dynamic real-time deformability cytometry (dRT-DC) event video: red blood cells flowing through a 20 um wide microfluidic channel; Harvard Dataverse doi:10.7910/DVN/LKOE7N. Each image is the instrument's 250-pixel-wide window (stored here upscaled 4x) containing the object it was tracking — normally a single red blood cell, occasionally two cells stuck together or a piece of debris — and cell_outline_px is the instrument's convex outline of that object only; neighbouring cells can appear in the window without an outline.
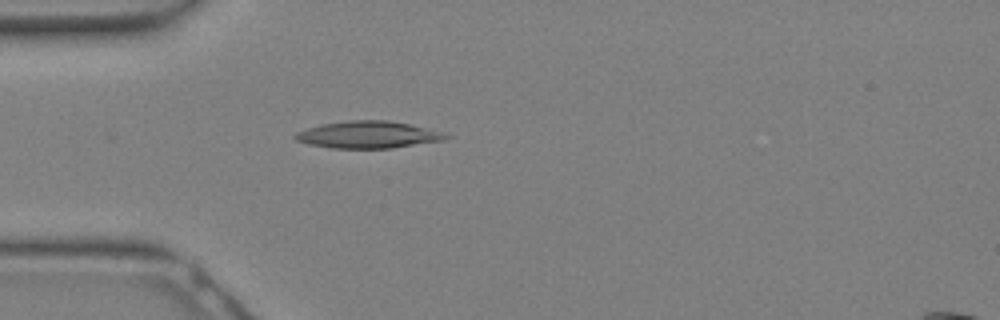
{"species": "Egyptian fruit bat (a non-hibernating species)", "species_latin": "Rousettus aegyptiacus", "temperature_condition": "warm", "stored_images_in_passage": 8, "camera_frame_rate_fps": 3000, "um_per_image_px": 0.085, "animal": {"sex": "female"}, "frame": {"image": 1, "passage_image": 2, "time_ms": 0.333, "image_size_px": [1000, 320], "cell_outline_px": [[452, 136], [444, 140], [392, 148], [332, 148], [308, 144], [296, 140], [292, 136], [296, 132], [320, 124], [348, 120], [388, 120], [412, 124], [440, 132]], "centroid_in_image_um": [31.26, 11.44], "position_along_channel_um": 53.7, "area_um2": 23.76}}
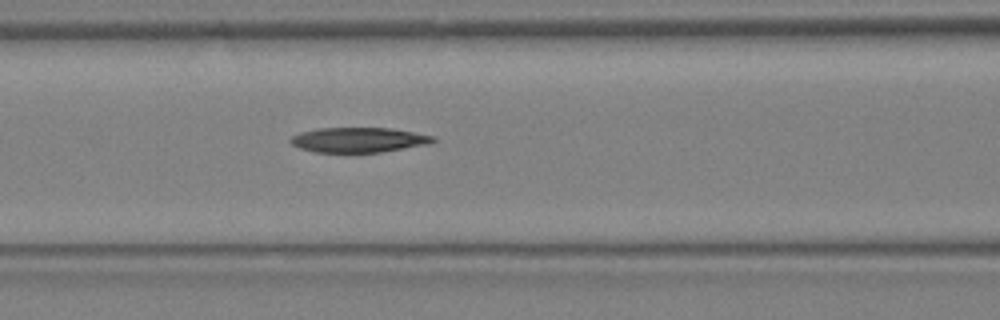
{"frame": {"image": 2, "passage_image": 6, "time_ms": 1.667, "image_size_px": [1000, 320], "cell_outline_px": [[436, 140], [432, 144], [380, 152], [316, 152], [300, 148], [292, 144], [288, 140], [292, 136], [300, 132], [316, 128], [392, 128], [436, 136]], "centroid_in_image_um": [30.52, 11.88], "position_along_channel_um": 136.1, "area_um2": 20.87}}
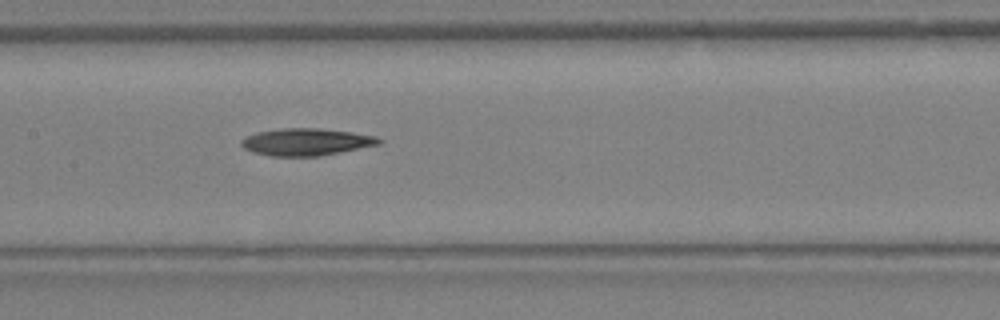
{"frame": {"image": 3, "passage_image": 8, "time_ms": 2.333, "image_size_px": [1000, 320], "cell_outline_px": [[384, 140], [380, 144], [320, 156], [272, 156], [252, 152], [244, 148], [240, 144], [240, 140], [256, 132], [284, 128], [316, 128], [352, 132], [376, 136]], "centroid_in_image_um": [26.03, 12.06], "position_along_channel_um": 181.4, "area_um2": 21.73}}